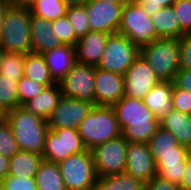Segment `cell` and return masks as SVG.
Returning <instances> with one entry per match:
<instances>
[{"mask_svg": "<svg viewBox=\"0 0 191 190\" xmlns=\"http://www.w3.org/2000/svg\"><path fill=\"white\" fill-rule=\"evenodd\" d=\"M112 107L121 135L128 142L147 143L160 127V121L141 99L124 95Z\"/></svg>", "mask_w": 191, "mask_h": 190, "instance_id": "6da1fadb", "label": "cell"}, {"mask_svg": "<svg viewBox=\"0 0 191 190\" xmlns=\"http://www.w3.org/2000/svg\"><path fill=\"white\" fill-rule=\"evenodd\" d=\"M9 122L14 138L20 150L42 155L45 137L49 130L47 120L27 111L24 107H16L4 113Z\"/></svg>", "mask_w": 191, "mask_h": 190, "instance_id": "7a4b0ae2", "label": "cell"}, {"mask_svg": "<svg viewBox=\"0 0 191 190\" xmlns=\"http://www.w3.org/2000/svg\"><path fill=\"white\" fill-rule=\"evenodd\" d=\"M87 150L121 135L116 113L112 106H93L78 128Z\"/></svg>", "mask_w": 191, "mask_h": 190, "instance_id": "3957f363", "label": "cell"}, {"mask_svg": "<svg viewBox=\"0 0 191 190\" xmlns=\"http://www.w3.org/2000/svg\"><path fill=\"white\" fill-rule=\"evenodd\" d=\"M29 9L9 6L3 18L0 47L3 51L27 54L32 52Z\"/></svg>", "mask_w": 191, "mask_h": 190, "instance_id": "277c9868", "label": "cell"}, {"mask_svg": "<svg viewBox=\"0 0 191 190\" xmlns=\"http://www.w3.org/2000/svg\"><path fill=\"white\" fill-rule=\"evenodd\" d=\"M140 55L161 81H172L180 70V43L177 38H158L140 48Z\"/></svg>", "mask_w": 191, "mask_h": 190, "instance_id": "5b68a950", "label": "cell"}, {"mask_svg": "<svg viewBox=\"0 0 191 190\" xmlns=\"http://www.w3.org/2000/svg\"><path fill=\"white\" fill-rule=\"evenodd\" d=\"M58 166L67 190H95L98 176L91 150L71 154Z\"/></svg>", "mask_w": 191, "mask_h": 190, "instance_id": "8992f818", "label": "cell"}, {"mask_svg": "<svg viewBox=\"0 0 191 190\" xmlns=\"http://www.w3.org/2000/svg\"><path fill=\"white\" fill-rule=\"evenodd\" d=\"M118 33L129 38L139 48L158 39L150 15L135 0L125 3Z\"/></svg>", "mask_w": 191, "mask_h": 190, "instance_id": "52a82bcc", "label": "cell"}, {"mask_svg": "<svg viewBox=\"0 0 191 190\" xmlns=\"http://www.w3.org/2000/svg\"><path fill=\"white\" fill-rule=\"evenodd\" d=\"M139 55L140 48L129 38L119 33L111 34L97 68L125 75Z\"/></svg>", "mask_w": 191, "mask_h": 190, "instance_id": "ba28073f", "label": "cell"}, {"mask_svg": "<svg viewBox=\"0 0 191 190\" xmlns=\"http://www.w3.org/2000/svg\"><path fill=\"white\" fill-rule=\"evenodd\" d=\"M87 150L78 129H49L45 137L43 160L59 163L71 154L83 153Z\"/></svg>", "mask_w": 191, "mask_h": 190, "instance_id": "9c48e42d", "label": "cell"}, {"mask_svg": "<svg viewBox=\"0 0 191 190\" xmlns=\"http://www.w3.org/2000/svg\"><path fill=\"white\" fill-rule=\"evenodd\" d=\"M127 147L128 141L122 135L94 147L91 153L97 176L125 172Z\"/></svg>", "mask_w": 191, "mask_h": 190, "instance_id": "30bf717a", "label": "cell"}, {"mask_svg": "<svg viewBox=\"0 0 191 190\" xmlns=\"http://www.w3.org/2000/svg\"><path fill=\"white\" fill-rule=\"evenodd\" d=\"M96 67L76 62L58 83L62 97L85 100L95 105Z\"/></svg>", "mask_w": 191, "mask_h": 190, "instance_id": "8fae6325", "label": "cell"}, {"mask_svg": "<svg viewBox=\"0 0 191 190\" xmlns=\"http://www.w3.org/2000/svg\"><path fill=\"white\" fill-rule=\"evenodd\" d=\"M124 5L125 3L90 0L84 5L90 30L110 35L118 33Z\"/></svg>", "mask_w": 191, "mask_h": 190, "instance_id": "7c38bea8", "label": "cell"}, {"mask_svg": "<svg viewBox=\"0 0 191 190\" xmlns=\"http://www.w3.org/2000/svg\"><path fill=\"white\" fill-rule=\"evenodd\" d=\"M160 81L149 63L139 55L124 75L125 96L143 100Z\"/></svg>", "mask_w": 191, "mask_h": 190, "instance_id": "4fadbf2b", "label": "cell"}, {"mask_svg": "<svg viewBox=\"0 0 191 190\" xmlns=\"http://www.w3.org/2000/svg\"><path fill=\"white\" fill-rule=\"evenodd\" d=\"M94 104L75 98L62 97L53 113L47 119L49 129H78L82 120L88 115Z\"/></svg>", "mask_w": 191, "mask_h": 190, "instance_id": "5bb4252c", "label": "cell"}, {"mask_svg": "<svg viewBox=\"0 0 191 190\" xmlns=\"http://www.w3.org/2000/svg\"><path fill=\"white\" fill-rule=\"evenodd\" d=\"M125 173L147 183L157 174L155 160L144 142H128Z\"/></svg>", "mask_w": 191, "mask_h": 190, "instance_id": "9a60e30c", "label": "cell"}, {"mask_svg": "<svg viewBox=\"0 0 191 190\" xmlns=\"http://www.w3.org/2000/svg\"><path fill=\"white\" fill-rule=\"evenodd\" d=\"M124 75L96 67L95 106H113L124 95Z\"/></svg>", "mask_w": 191, "mask_h": 190, "instance_id": "2e32d148", "label": "cell"}, {"mask_svg": "<svg viewBox=\"0 0 191 190\" xmlns=\"http://www.w3.org/2000/svg\"><path fill=\"white\" fill-rule=\"evenodd\" d=\"M110 34L89 31L75 45L76 61L97 67Z\"/></svg>", "mask_w": 191, "mask_h": 190, "instance_id": "e0dca14e", "label": "cell"}, {"mask_svg": "<svg viewBox=\"0 0 191 190\" xmlns=\"http://www.w3.org/2000/svg\"><path fill=\"white\" fill-rule=\"evenodd\" d=\"M188 153L189 149L179 144L178 153L158 154L156 175L161 179L180 185L184 176L185 161Z\"/></svg>", "mask_w": 191, "mask_h": 190, "instance_id": "ac0fdd59", "label": "cell"}, {"mask_svg": "<svg viewBox=\"0 0 191 190\" xmlns=\"http://www.w3.org/2000/svg\"><path fill=\"white\" fill-rule=\"evenodd\" d=\"M42 55L56 83H59L77 62L75 47L71 45L62 44Z\"/></svg>", "mask_w": 191, "mask_h": 190, "instance_id": "d6986e66", "label": "cell"}, {"mask_svg": "<svg viewBox=\"0 0 191 190\" xmlns=\"http://www.w3.org/2000/svg\"><path fill=\"white\" fill-rule=\"evenodd\" d=\"M30 31L34 53H44L62 45L58 36L53 32L51 22L31 14Z\"/></svg>", "mask_w": 191, "mask_h": 190, "instance_id": "ffe728a7", "label": "cell"}, {"mask_svg": "<svg viewBox=\"0 0 191 190\" xmlns=\"http://www.w3.org/2000/svg\"><path fill=\"white\" fill-rule=\"evenodd\" d=\"M173 82L160 81L143 98L146 104L154 113L157 120L161 121L172 109Z\"/></svg>", "mask_w": 191, "mask_h": 190, "instance_id": "44dd1931", "label": "cell"}, {"mask_svg": "<svg viewBox=\"0 0 191 190\" xmlns=\"http://www.w3.org/2000/svg\"><path fill=\"white\" fill-rule=\"evenodd\" d=\"M61 98V88L56 83L53 86L46 87L40 94L25 102L22 107L47 120Z\"/></svg>", "mask_w": 191, "mask_h": 190, "instance_id": "7402d4cb", "label": "cell"}, {"mask_svg": "<svg viewBox=\"0 0 191 190\" xmlns=\"http://www.w3.org/2000/svg\"><path fill=\"white\" fill-rule=\"evenodd\" d=\"M160 126L171 132L177 142L187 147H191V115L172 109L161 121Z\"/></svg>", "mask_w": 191, "mask_h": 190, "instance_id": "603a6c76", "label": "cell"}, {"mask_svg": "<svg viewBox=\"0 0 191 190\" xmlns=\"http://www.w3.org/2000/svg\"><path fill=\"white\" fill-rule=\"evenodd\" d=\"M157 38H180V21L174 7L166 6L150 16Z\"/></svg>", "mask_w": 191, "mask_h": 190, "instance_id": "cb8c5ba5", "label": "cell"}, {"mask_svg": "<svg viewBox=\"0 0 191 190\" xmlns=\"http://www.w3.org/2000/svg\"><path fill=\"white\" fill-rule=\"evenodd\" d=\"M42 161V155L20 150L10 158L8 175L35 178Z\"/></svg>", "mask_w": 191, "mask_h": 190, "instance_id": "d4e9b609", "label": "cell"}, {"mask_svg": "<svg viewBox=\"0 0 191 190\" xmlns=\"http://www.w3.org/2000/svg\"><path fill=\"white\" fill-rule=\"evenodd\" d=\"M24 76L45 85L53 86V80L47 63L40 53L30 52L24 55Z\"/></svg>", "mask_w": 191, "mask_h": 190, "instance_id": "484cf974", "label": "cell"}, {"mask_svg": "<svg viewBox=\"0 0 191 190\" xmlns=\"http://www.w3.org/2000/svg\"><path fill=\"white\" fill-rule=\"evenodd\" d=\"M38 190H67L58 163L43 160L35 175Z\"/></svg>", "mask_w": 191, "mask_h": 190, "instance_id": "4316f807", "label": "cell"}, {"mask_svg": "<svg viewBox=\"0 0 191 190\" xmlns=\"http://www.w3.org/2000/svg\"><path fill=\"white\" fill-rule=\"evenodd\" d=\"M95 190H145V182L123 172L97 177Z\"/></svg>", "mask_w": 191, "mask_h": 190, "instance_id": "83f0119b", "label": "cell"}, {"mask_svg": "<svg viewBox=\"0 0 191 190\" xmlns=\"http://www.w3.org/2000/svg\"><path fill=\"white\" fill-rule=\"evenodd\" d=\"M147 144L155 163L158 161V154L178 153L179 143L176 137L161 126Z\"/></svg>", "mask_w": 191, "mask_h": 190, "instance_id": "f1b7e54d", "label": "cell"}, {"mask_svg": "<svg viewBox=\"0 0 191 190\" xmlns=\"http://www.w3.org/2000/svg\"><path fill=\"white\" fill-rule=\"evenodd\" d=\"M68 6L65 0H37L29 10L36 17L53 21L65 16Z\"/></svg>", "mask_w": 191, "mask_h": 190, "instance_id": "f546056e", "label": "cell"}, {"mask_svg": "<svg viewBox=\"0 0 191 190\" xmlns=\"http://www.w3.org/2000/svg\"><path fill=\"white\" fill-rule=\"evenodd\" d=\"M16 107H20L18 81L0 74V110L5 113Z\"/></svg>", "mask_w": 191, "mask_h": 190, "instance_id": "4dcf8cb0", "label": "cell"}, {"mask_svg": "<svg viewBox=\"0 0 191 190\" xmlns=\"http://www.w3.org/2000/svg\"><path fill=\"white\" fill-rule=\"evenodd\" d=\"M24 55L14 52H2L0 74L19 81L24 76Z\"/></svg>", "mask_w": 191, "mask_h": 190, "instance_id": "1f68e13d", "label": "cell"}, {"mask_svg": "<svg viewBox=\"0 0 191 190\" xmlns=\"http://www.w3.org/2000/svg\"><path fill=\"white\" fill-rule=\"evenodd\" d=\"M66 16L78 39L90 31L88 16L84 5H69Z\"/></svg>", "mask_w": 191, "mask_h": 190, "instance_id": "d6a6232c", "label": "cell"}, {"mask_svg": "<svg viewBox=\"0 0 191 190\" xmlns=\"http://www.w3.org/2000/svg\"><path fill=\"white\" fill-rule=\"evenodd\" d=\"M20 151L16 142L12 128L5 117L0 119V155L11 158Z\"/></svg>", "mask_w": 191, "mask_h": 190, "instance_id": "836d02e7", "label": "cell"}, {"mask_svg": "<svg viewBox=\"0 0 191 190\" xmlns=\"http://www.w3.org/2000/svg\"><path fill=\"white\" fill-rule=\"evenodd\" d=\"M53 32L58 36L62 44L74 46L78 42V38L74 33L72 25L67 19V16L57 18L56 20L50 21Z\"/></svg>", "mask_w": 191, "mask_h": 190, "instance_id": "e575fe53", "label": "cell"}, {"mask_svg": "<svg viewBox=\"0 0 191 190\" xmlns=\"http://www.w3.org/2000/svg\"><path fill=\"white\" fill-rule=\"evenodd\" d=\"M45 88V85L23 76L18 81V96L20 106L40 94Z\"/></svg>", "mask_w": 191, "mask_h": 190, "instance_id": "d590c367", "label": "cell"}, {"mask_svg": "<svg viewBox=\"0 0 191 190\" xmlns=\"http://www.w3.org/2000/svg\"><path fill=\"white\" fill-rule=\"evenodd\" d=\"M172 6L180 21V37L191 34V0H177Z\"/></svg>", "mask_w": 191, "mask_h": 190, "instance_id": "8d00e7d4", "label": "cell"}, {"mask_svg": "<svg viewBox=\"0 0 191 190\" xmlns=\"http://www.w3.org/2000/svg\"><path fill=\"white\" fill-rule=\"evenodd\" d=\"M2 183L7 190H38L35 178L7 175Z\"/></svg>", "mask_w": 191, "mask_h": 190, "instance_id": "74e56055", "label": "cell"}, {"mask_svg": "<svg viewBox=\"0 0 191 190\" xmlns=\"http://www.w3.org/2000/svg\"><path fill=\"white\" fill-rule=\"evenodd\" d=\"M172 103L173 109L191 115V93L188 90L177 88L174 83Z\"/></svg>", "mask_w": 191, "mask_h": 190, "instance_id": "f35d334b", "label": "cell"}, {"mask_svg": "<svg viewBox=\"0 0 191 190\" xmlns=\"http://www.w3.org/2000/svg\"><path fill=\"white\" fill-rule=\"evenodd\" d=\"M180 69L191 70V34H184L179 38Z\"/></svg>", "mask_w": 191, "mask_h": 190, "instance_id": "ab89813d", "label": "cell"}, {"mask_svg": "<svg viewBox=\"0 0 191 190\" xmlns=\"http://www.w3.org/2000/svg\"><path fill=\"white\" fill-rule=\"evenodd\" d=\"M148 15H153L166 6L173 5L177 0H135Z\"/></svg>", "mask_w": 191, "mask_h": 190, "instance_id": "60d3db41", "label": "cell"}, {"mask_svg": "<svg viewBox=\"0 0 191 190\" xmlns=\"http://www.w3.org/2000/svg\"><path fill=\"white\" fill-rule=\"evenodd\" d=\"M145 190H180L179 185L168 180L161 179L157 175L145 183Z\"/></svg>", "mask_w": 191, "mask_h": 190, "instance_id": "b9f144b4", "label": "cell"}, {"mask_svg": "<svg viewBox=\"0 0 191 190\" xmlns=\"http://www.w3.org/2000/svg\"><path fill=\"white\" fill-rule=\"evenodd\" d=\"M179 89L188 90L191 93V70L180 69L173 80Z\"/></svg>", "mask_w": 191, "mask_h": 190, "instance_id": "7bdbcfd3", "label": "cell"}, {"mask_svg": "<svg viewBox=\"0 0 191 190\" xmlns=\"http://www.w3.org/2000/svg\"><path fill=\"white\" fill-rule=\"evenodd\" d=\"M179 187L180 190H191V152L186 157L185 172Z\"/></svg>", "mask_w": 191, "mask_h": 190, "instance_id": "ee69618b", "label": "cell"}, {"mask_svg": "<svg viewBox=\"0 0 191 190\" xmlns=\"http://www.w3.org/2000/svg\"><path fill=\"white\" fill-rule=\"evenodd\" d=\"M10 158L0 155V181L9 173Z\"/></svg>", "mask_w": 191, "mask_h": 190, "instance_id": "f6af8a7d", "label": "cell"}, {"mask_svg": "<svg viewBox=\"0 0 191 190\" xmlns=\"http://www.w3.org/2000/svg\"><path fill=\"white\" fill-rule=\"evenodd\" d=\"M37 0H9L10 6L30 9Z\"/></svg>", "mask_w": 191, "mask_h": 190, "instance_id": "bcb514c9", "label": "cell"}, {"mask_svg": "<svg viewBox=\"0 0 191 190\" xmlns=\"http://www.w3.org/2000/svg\"><path fill=\"white\" fill-rule=\"evenodd\" d=\"M9 6H10L9 3H0V33H1L2 25H3V18Z\"/></svg>", "mask_w": 191, "mask_h": 190, "instance_id": "7dc6e473", "label": "cell"}, {"mask_svg": "<svg viewBox=\"0 0 191 190\" xmlns=\"http://www.w3.org/2000/svg\"><path fill=\"white\" fill-rule=\"evenodd\" d=\"M68 5H85L90 0H65Z\"/></svg>", "mask_w": 191, "mask_h": 190, "instance_id": "c3c4849f", "label": "cell"}, {"mask_svg": "<svg viewBox=\"0 0 191 190\" xmlns=\"http://www.w3.org/2000/svg\"><path fill=\"white\" fill-rule=\"evenodd\" d=\"M109 3H126L128 0H103Z\"/></svg>", "mask_w": 191, "mask_h": 190, "instance_id": "681fc988", "label": "cell"}, {"mask_svg": "<svg viewBox=\"0 0 191 190\" xmlns=\"http://www.w3.org/2000/svg\"><path fill=\"white\" fill-rule=\"evenodd\" d=\"M0 3H9V0H0Z\"/></svg>", "mask_w": 191, "mask_h": 190, "instance_id": "f907efd6", "label": "cell"}, {"mask_svg": "<svg viewBox=\"0 0 191 190\" xmlns=\"http://www.w3.org/2000/svg\"><path fill=\"white\" fill-rule=\"evenodd\" d=\"M4 117V113L0 110V119Z\"/></svg>", "mask_w": 191, "mask_h": 190, "instance_id": "816d5d0a", "label": "cell"}, {"mask_svg": "<svg viewBox=\"0 0 191 190\" xmlns=\"http://www.w3.org/2000/svg\"><path fill=\"white\" fill-rule=\"evenodd\" d=\"M2 52H3V50H2V48L0 47V61H1V57H2Z\"/></svg>", "mask_w": 191, "mask_h": 190, "instance_id": "f5cc1de1", "label": "cell"}, {"mask_svg": "<svg viewBox=\"0 0 191 190\" xmlns=\"http://www.w3.org/2000/svg\"><path fill=\"white\" fill-rule=\"evenodd\" d=\"M3 187H4L3 183H2V181H0V190H2Z\"/></svg>", "mask_w": 191, "mask_h": 190, "instance_id": "db71d44e", "label": "cell"}]
</instances>
